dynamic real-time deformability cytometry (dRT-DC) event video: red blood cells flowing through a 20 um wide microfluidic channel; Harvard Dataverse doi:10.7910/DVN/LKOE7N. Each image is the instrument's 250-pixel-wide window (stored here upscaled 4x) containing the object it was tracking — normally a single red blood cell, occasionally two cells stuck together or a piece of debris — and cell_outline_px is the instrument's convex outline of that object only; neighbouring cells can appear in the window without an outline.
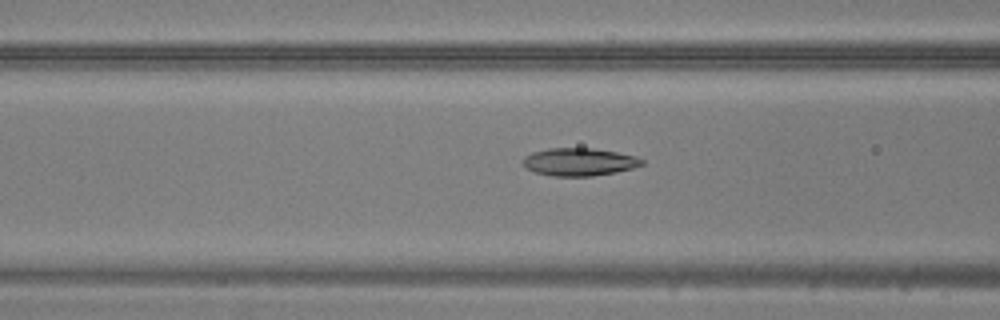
{"species": "common noctule bat (a hibernating species)", "species_latin": "Nyctalus noctula", "temperature_condition": "warm", "stored_images_in_passage": 47, "camera_frame_rate_fps": 3000, "um_per_image_px": 0.085, "animal": {"sex": "male", "body_mass_g": 20.5, "forearm_length_mm": 52.5}, "frame": {"image": 1, "passage_image": 19, "time_ms": 6.0, "image_size_px": [1000, 320], "cell_outline_px": [[644, 164], [632, 168], [616, 172], [592, 176], [552, 176], [536, 172], [528, 168], [524, 164], [524, 156], [532, 152], [548, 148], [592, 148], [616, 152], [636, 156], [644, 160]], "centroid_in_image_um": [49.25, 13.76], "position_along_channel_um": 117.3, "area_um2": 19.13}}
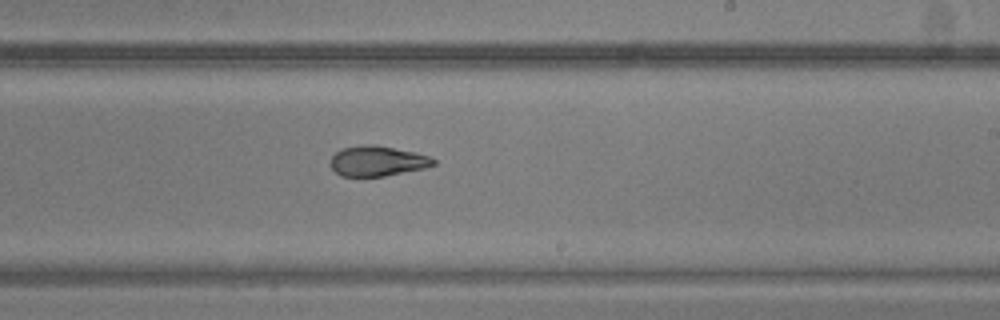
{"frame": {"image": 2, "passage_image": 29, "time_ms": 9.333, "image_size_px": [1000, 320], "cell_outline_px": [[436, 164], [424, 168], [384, 176], [340, 176], [332, 168], [332, 156], [340, 148], [364, 144], [376, 144], [416, 152], [428, 156], [436, 160]], "centroid_in_image_um": [32.08, 13.67], "position_along_channel_um": 256.9, "area_um2": 18.15}}
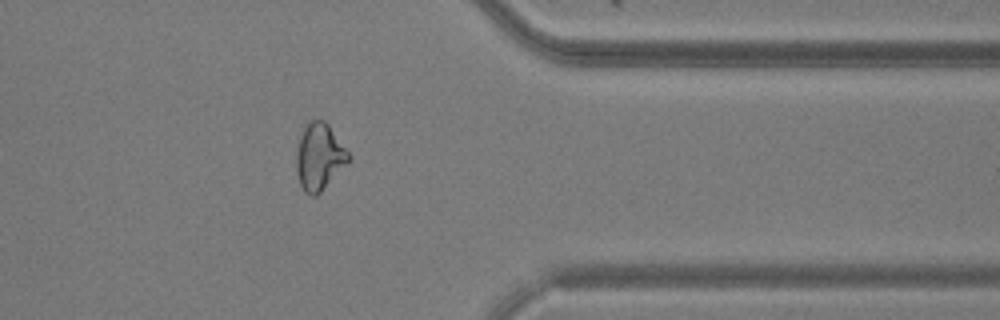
{"frame": {"image": 3, "passage_image": 39, "time_ms": 12.667, "image_size_px": [1000, 320], "cell_outline_px": [[352, 160], [316, 196], [308, 196], [304, 192], [300, 184], [296, 172], [296, 152], [300, 136], [304, 124], [308, 120], [324, 120], [328, 124], [352, 156]], "centroid_in_image_um": [27.15, 13.33], "position_along_channel_um": 384.3, "area_um2": 20.69}}